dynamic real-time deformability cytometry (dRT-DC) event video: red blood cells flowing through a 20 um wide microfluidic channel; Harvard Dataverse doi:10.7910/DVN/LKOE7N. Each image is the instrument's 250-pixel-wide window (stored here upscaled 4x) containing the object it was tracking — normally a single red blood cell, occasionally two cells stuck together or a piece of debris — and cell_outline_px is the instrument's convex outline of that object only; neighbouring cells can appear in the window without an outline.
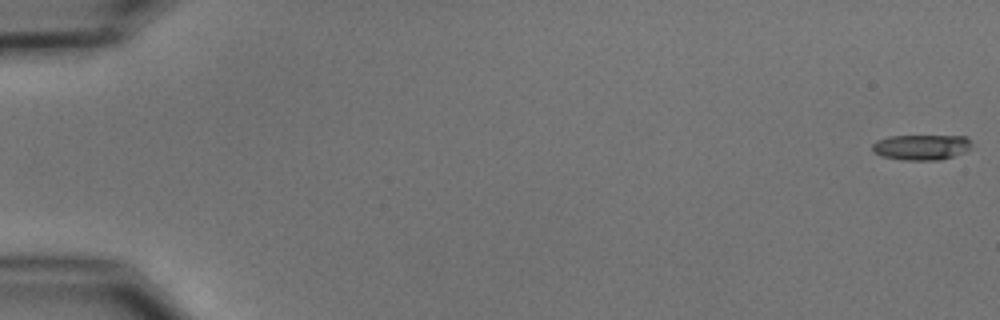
{"species": "common noctule bat (a hibernating species)", "species_latin": "Nyctalus noctula", "temperature_condition": "cold", "stored_images_in_passage": 32, "camera_frame_rate_fps": 3000, "um_per_image_px": 0.085, "animal": {"sex": "male", "body_mass_g": 15.6}, "frame": {"image": 1, "passage_image": 1, "time_ms": 0.0, "image_size_px": [1000, 320], "cell_outline_px": [[968, 148], [964, 152], [940, 160], [904, 160], [884, 156], [872, 152], [872, 144], [876, 140], [888, 136], [964, 136], [968, 140]], "centroid_in_image_um": [78.23, 12.51], "position_along_channel_um": 6.8, "area_um2": 14.45}}
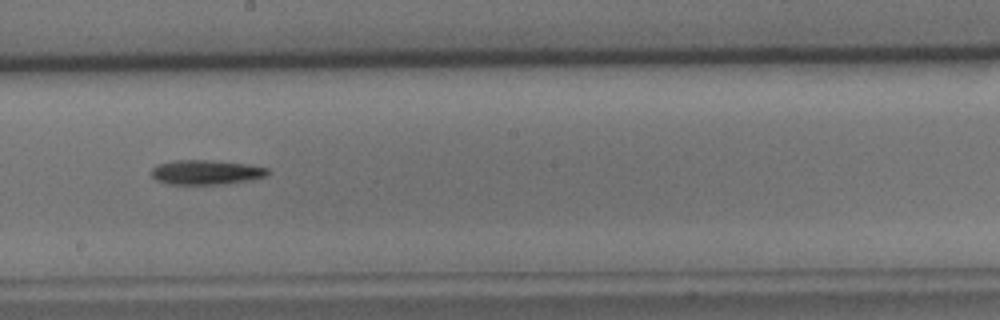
{"frame": {"image": 2, "passage_image": 32, "time_ms": 10.333, "image_size_px": [1000, 320], "cell_outline_px": [[268, 172], [264, 176], [252, 180], [224, 184], [168, 184], [156, 180], [152, 176], [152, 168], [160, 164], [176, 160], [212, 160], [248, 164], [268, 168]], "centroid_in_image_um": [17.53, 14.64], "position_along_channel_um": 230.7, "area_um2": 16.59}}